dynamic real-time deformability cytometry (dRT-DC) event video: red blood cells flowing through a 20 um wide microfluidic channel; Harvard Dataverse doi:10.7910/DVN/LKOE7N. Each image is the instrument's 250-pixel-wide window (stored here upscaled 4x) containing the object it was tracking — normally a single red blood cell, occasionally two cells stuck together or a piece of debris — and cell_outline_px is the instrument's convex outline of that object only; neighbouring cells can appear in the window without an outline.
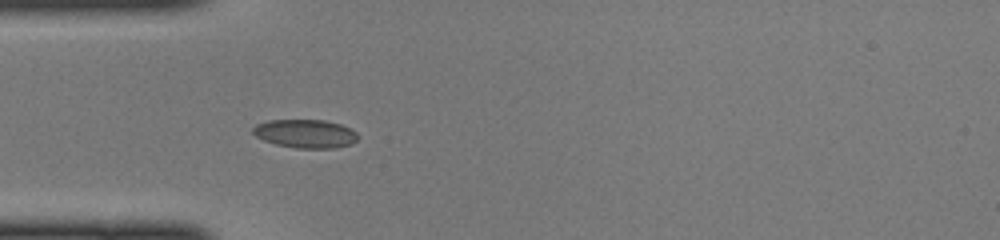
{"species": "common noctule bat (a hibernating species)", "species_latin": "Nyctalus noctula", "temperature_condition": "cold", "stored_images_in_passage": 47, "camera_frame_rate_fps": 3000, "um_per_image_px": 0.085, "animal": {"sex": "female", "body_mass_g": 22.0, "forearm_length_mm": 56.7}, "frame": {"image": 1, "passage_image": 14, "time_ms": 4.333, "image_size_px": [1000, 240], "cell_outline_px": [[356, 140], [352, 144], [336, 148], [296, 148], [276, 144], [264, 140], [256, 136], [252, 132], [252, 128], [256, 124], [268, 120], [324, 120], [340, 124], [352, 128], [356, 132]], "centroid_in_image_um": [25.96, 11.36], "position_along_channel_um": 59.0, "area_um2": 17.46}}
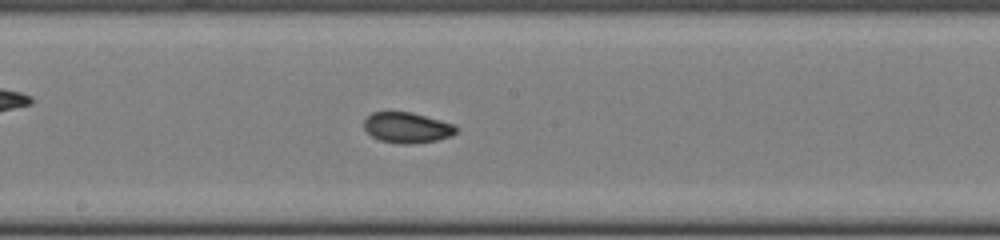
{"frame": {"image": 2, "passage_image": 25, "time_ms": 8.0, "image_size_px": [1000, 240], "cell_outline_px": [[456, 132], [452, 136], [436, 140], [412, 144], [400, 144], [380, 140], [372, 136], [364, 128], [364, 120], [372, 112], [412, 112], [456, 124]], "centroid_in_image_um": [34.62, 10.85], "position_along_channel_um": 213.6, "area_um2": 16.47}}
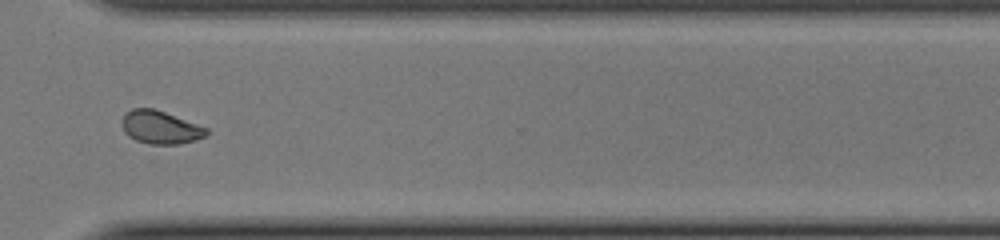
{"frame": {"image": 3, "passage_image": 35, "time_ms": 11.333, "image_size_px": [1000, 240], "cell_outline_px": [[208, 136], [196, 140], [180, 144], [148, 144], [136, 140], [128, 136], [124, 132], [120, 124], [120, 120], [124, 112], [132, 108], [156, 108], [208, 128]], "centroid_in_image_um": [13.6, 10.81], "position_along_channel_um": 357.0, "area_um2": 16.76}}